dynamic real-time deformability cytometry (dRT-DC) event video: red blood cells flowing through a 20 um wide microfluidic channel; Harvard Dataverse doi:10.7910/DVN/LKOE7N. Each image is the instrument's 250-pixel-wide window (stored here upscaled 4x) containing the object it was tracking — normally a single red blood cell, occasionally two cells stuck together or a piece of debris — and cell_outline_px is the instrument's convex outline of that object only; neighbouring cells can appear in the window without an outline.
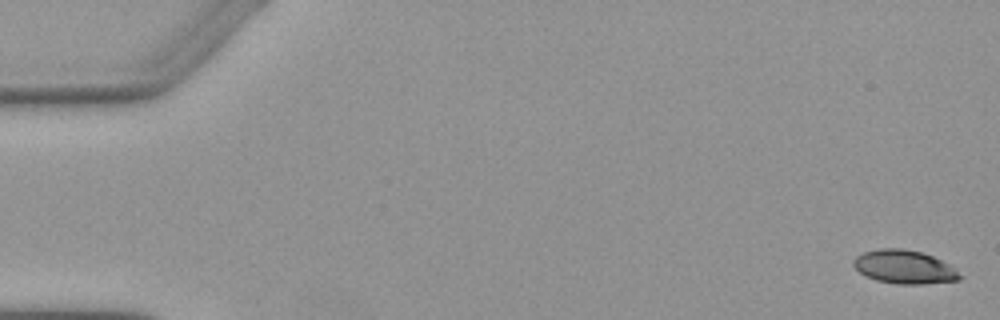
{"species": "Egyptian fruit bat (a non-hibernating species)", "species_latin": "Rousettus aegyptiacus", "temperature_condition": "warm", "stored_images_in_passage": 5, "segment_of_instrument_passage": [1, 2], "camera_frame_rate_fps": 3000, "um_per_image_px": 0.085, "animal": {"sex": "female"}, "frame": {"image": 1, "passage_image": 1, "time_ms": 0.0, "image_size_px": [1000, 320], "cell_outline_px": [[964, 276], [960, 280], [920, 284], [896, 284], [876, 280], [864, 276], [852, 264], [852, 260], [856, 256], [864, 252], [880, 248], [904, 248], [920, 252], [932, 256], [956, 268]], "centroid_in_image_um": [76.87, 22.69], "position_along_channel_um": 8.1, "area_um2": 20.92}}